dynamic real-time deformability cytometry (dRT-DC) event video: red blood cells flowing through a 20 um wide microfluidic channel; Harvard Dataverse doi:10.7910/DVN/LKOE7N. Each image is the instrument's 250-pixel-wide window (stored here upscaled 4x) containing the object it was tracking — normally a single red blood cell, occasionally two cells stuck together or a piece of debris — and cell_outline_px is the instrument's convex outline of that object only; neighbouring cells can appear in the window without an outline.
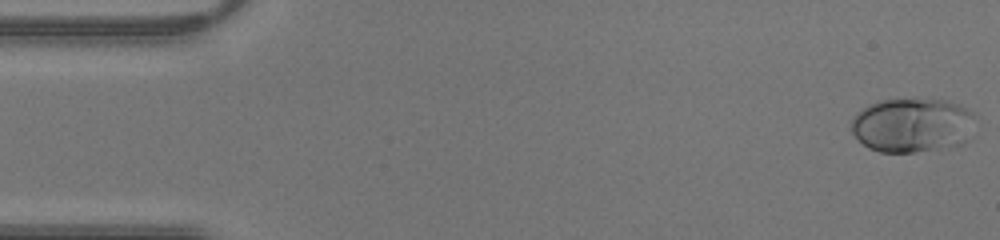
{"species": "human", "species_latin": "Homo sapiens", "temperature_condition": "warm", "stored_images_in_passage": 29, "camera_frame_rate_fps": 3000, "um_per_image_px": 0.085, "donor": {"sex": "male"}, "frame": {"image": 1, "passage_image": 1, "time_ms": 0.0, "image_size_px": [1000, 240], "cell_outline_px": [[976, 112], [972, 116], [940, 144], [932, 148], [912, 152], [880, 152], [868, 148], [852, 132], [852, 120], [868, 104], [880, 100], [944, 100], [960, 104]], "centroid_in_image_um": [77.21, 10.55], "position_along_channel_um": 7.8, "area_um2": 35.49}}
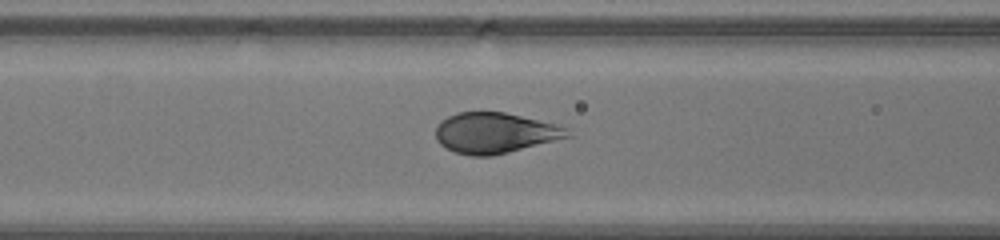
{"frame": {"image": 2, "passage_image": 17, "time_ms": 5.333, "image_size_px": [1000, 240], "cell_outline_px": [[572, 136], [492, 156], [468, 156], [456, 152], [440, 144], [436, 140], [436, 124], [440, 120], [456, 112], [504, 112], [556, 124], [568, 128]], "centroid_in_image_um": [42.04, 11.29], "position_along_channel_um": 124.6, "area_um2": 31.15}}
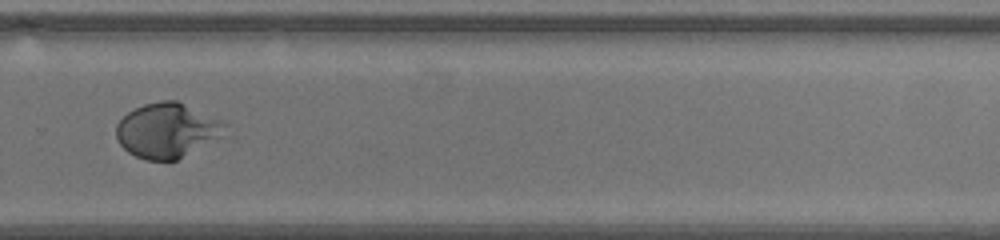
{"frame": {"image": 3, "passage_image": 29, "time_ms": 9.333, "image_size_px": [1000, 240], "cell_outline_px": [[228, 136], [176, 160], [144, 160], [128, 152], [120, 144], [116, 136], [116, 124], [128, 112], [144, 104], [160, 100], [176, 100], [220, 120], [228, 124]], "centroid_in_image_um": [14.27, 11.1], "position_along_channel_um": 315.5, "area_um2": 35.14}}